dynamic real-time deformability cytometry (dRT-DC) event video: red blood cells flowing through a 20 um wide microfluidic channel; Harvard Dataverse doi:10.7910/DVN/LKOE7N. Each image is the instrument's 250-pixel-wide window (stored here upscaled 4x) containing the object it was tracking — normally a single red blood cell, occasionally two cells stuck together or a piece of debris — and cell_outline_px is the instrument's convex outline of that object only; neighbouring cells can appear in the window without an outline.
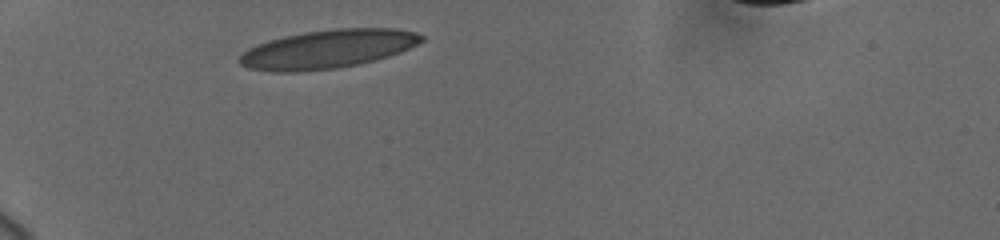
{"species": "human", "species_latin": "Homo sapiens", "temperature_condition": "cold", "stored_images_in_passage": 11, "camera_frame_rate_fps": 3000, "um_per_image_px": 0.085, "donor": {"sex": "female"}, "frame": {"image": 1, "passage_image": 1, "time_ms": 0.0, "image_size_px": [1000, 240], "cell_outline_px": [[424, 40], [400, 52], [376, 60], [360, 64], [336, 68], [300, 72], [272, 72], [248, 68], [240, 64], [236, 60], [248, 48], [256, 44], [268, 40], [284, 36], [304, 32], [336, 28], [396, 28], [416, 32], [424, 36]], "centroid_in_image_um": [27.83, 4.17], "position_along_channel_um": 57.2, "area_um2": 41.15}}
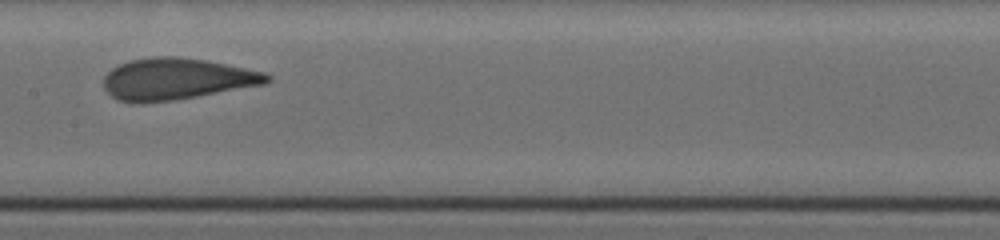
{"frame": {"image": 2, "passage_image": 5, "time_ms": 4.333, "image_size_px": [1000, 240], "cell_outline_px": [[272, 80], [264, 84], [176, 100], [140, 104], [132, 104], [116, 100], [104, 88], [104, 76], [112, 68], [128, 60], [148, 56], [180, 56], [208, 60], [264, 72], [272, 76]], "centroid_in_image_um": [14.97, 6.71], "position_along_channel_um": 192.4, "area_um2": 40.11}}
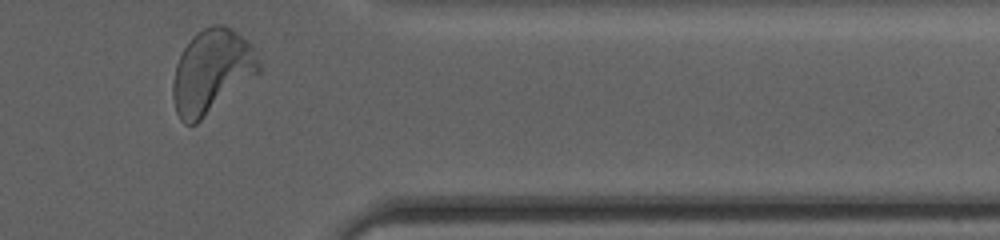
{"frame": {"image": 3, "passage_image": 10, "time_ms": 10.0, "image_size_px": [1000, 240], "cell_outline_px": [[260, 72], [196, 124], [184, 124], [180, 120], [176, 112], [172, 96], [172, 84], [176, 64], [184, 48], [192, 36], [196, 32], [212, 24], [224, 24], [232, 28], [252, 44], [260, 64]], "centroid_in_image_um": [17.98, 6.06], "position_along_channel_um": 393.4, "area_um2": 42.02}, "authors_computed_cell_mechanics": {"area_um2": 40.1132, "velocity_mm_per_s": 3.6656, "shape_relaxation_time_tau1_ms": 4.0032, "shape_relaxation_time_tau2_ms": null, "deformation_change_tau1": 0.1563, "deformation_change_tau2": null}}